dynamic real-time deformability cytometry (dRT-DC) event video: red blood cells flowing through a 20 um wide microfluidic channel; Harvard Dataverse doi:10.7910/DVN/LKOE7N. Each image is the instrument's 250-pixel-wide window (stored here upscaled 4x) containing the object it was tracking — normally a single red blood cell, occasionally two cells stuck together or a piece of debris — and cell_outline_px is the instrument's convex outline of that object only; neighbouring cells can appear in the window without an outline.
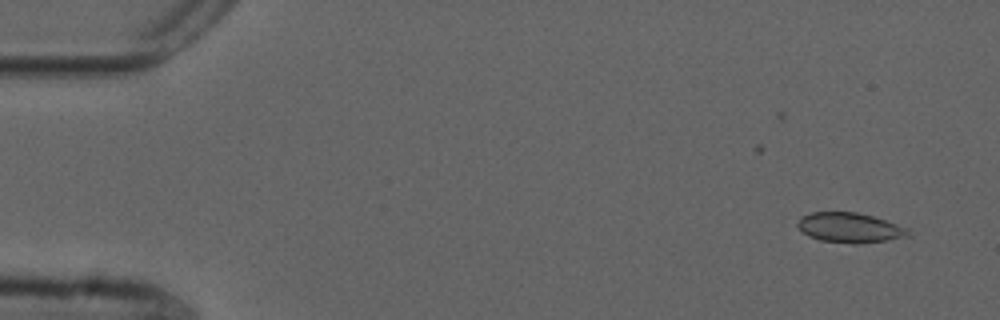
{"species": "common noctule bat (a hibernating species)", "species_latin": "Nyctalus noctula", "temperature_condition": "cold", "stored_images_in_passage": 10, "camera_frame_rate_fps": 3000, "um_per_image_px": 0.085, "animal": {"sex": "male", "forearm_length_mm": 52.5}, "frame": {"image": 1, "passage_image": 3, "time_ms": 0.667, "image_size_px": [1000, 320], "cell_outline_px": [[912, 236], [888, 240], [860, 244], [852, 244], [820, 240], [808, 236], [796, 224], [800, 216], [812, 212], [856, 212], [872, 216], [908, 228]], "centroid_in_image_um": [72.24, 19.36], "position_along_channel_um": 12.8, "area_um2": 19.36}}